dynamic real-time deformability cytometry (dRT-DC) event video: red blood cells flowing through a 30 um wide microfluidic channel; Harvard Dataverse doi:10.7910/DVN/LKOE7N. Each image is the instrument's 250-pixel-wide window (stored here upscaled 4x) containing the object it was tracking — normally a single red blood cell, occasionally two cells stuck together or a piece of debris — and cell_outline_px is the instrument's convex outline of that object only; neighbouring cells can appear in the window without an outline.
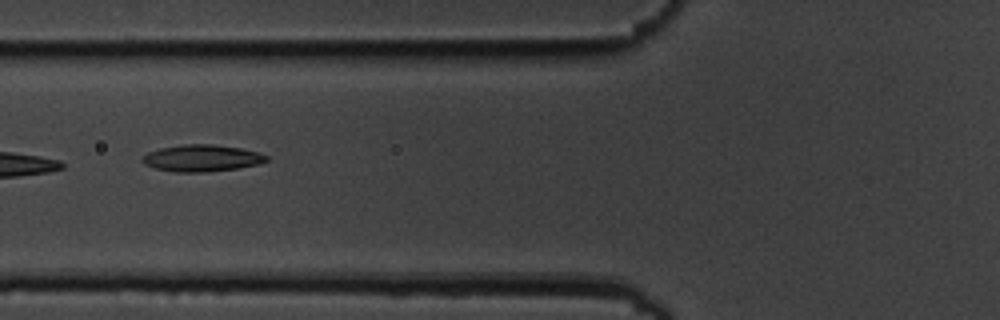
{"species": "common noctule bat (a hibernating species)", "species_latin": "Nyctalus noctula", "temperature_condition": "cold", "stored_images_in_passage": 15, "camera_frame_rate_fps": 3000, "um_per_image_px": 0.085, "animal": {"sex": "male", "body_mass_g": 19.5, "forearm_length_mm": 54.6}, "frame": {"image": 1, "passage_image": 7, "time_ms": 7.667, "image_size_px": [1000, 320], "cell_outline_px": [[268, 160], [260, 164], [236, 168], [208, 172], [176, 172], [156, 168], [144, 164], [140, 160], [148, 152], [160, 148], [184, 144], [212, 144], [240, 148], [260, 152], [268, 156]], "centroid_in_image_um": [17.17, 13.44], "position_along_channel_um": 108.6, "area_um2": 19.36}}
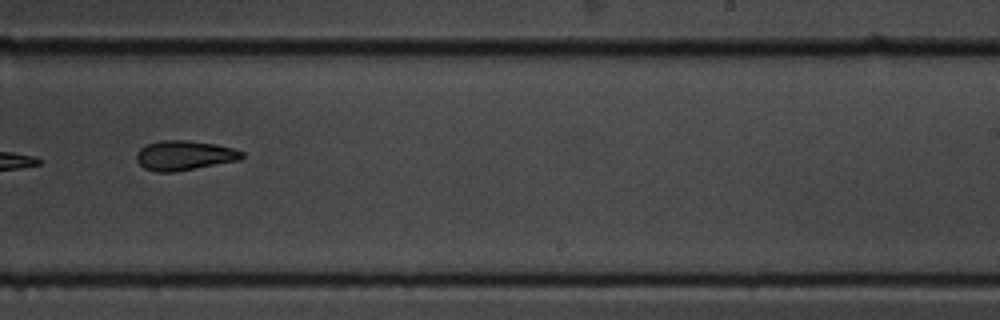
{"frame": {"image": 2, "passage_image": 11, "time_ms": 12.333, "image_size_px": [1000, 320], "cell_outline_px": [[244, 156], [240, 160], [176, 172], [156, 172], [144, 168], [136, 160], [136, 152], [144, 144], [160, 140], [188, 140], [216, 144], [232, 148], [244, 152]], "centroid_in_image_um": [15.64, 13.21], "position_along_channel_um": 273.4, "area_um2": 18.5}}
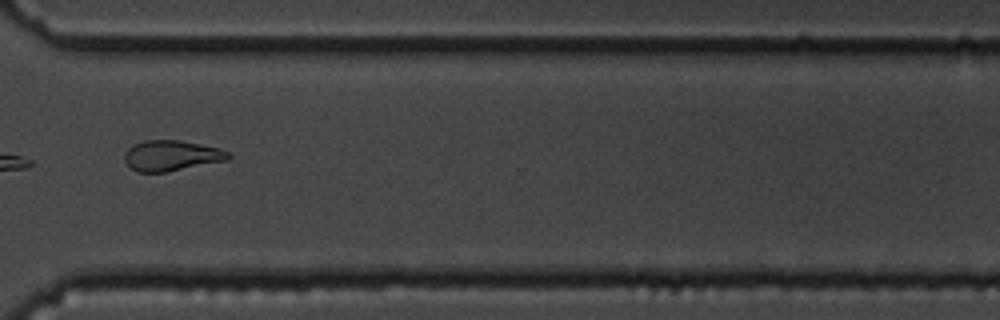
{"frame": {"image": 3, "passage_image": 13, "time_ms": 14.667, "image_size_px": [1000, 320], "cell_outline_px": [[232, 156], [228, 160], [168, 172], [136, 172], [124, 160], [124, 156], [128, 148], [144, 140], [180, 140], [220, 148], [228, 152]], "centroid_in_image_um": [14.6, 13.23], "position_along_channel_um": 356.0, "area_um2": 18.5}, "authors_computed_cell_mechanics": {"area_um2": 20.0566, "velocity_mm_per_s": 3.5238, "shape_relaxation_time_tau1_ms": 3.0325, "shape_relaxation_time_tau2_ms": 3.8783, "deformation_change_tau1": 0.1567, "deformation_change_tau2": 0.0895}}